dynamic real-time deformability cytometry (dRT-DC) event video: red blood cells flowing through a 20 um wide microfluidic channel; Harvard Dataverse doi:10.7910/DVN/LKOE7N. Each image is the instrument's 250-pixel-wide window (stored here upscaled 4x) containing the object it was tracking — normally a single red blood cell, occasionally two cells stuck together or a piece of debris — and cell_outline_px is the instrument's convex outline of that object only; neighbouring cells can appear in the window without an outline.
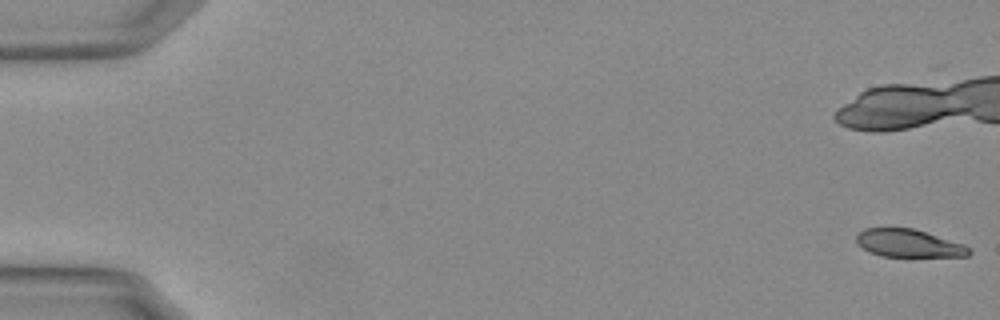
{"species": "Egyptian fruit bat (a non-hibernating species)", "species_latin": "Rousettus aegyptiacus", "temperature_condition": "warm", "stored_images_in_passage": 19, "camera_frame_rate_fps": 3000, "um_per_image_px": 0.085, "animal": {"sex": "female"}, "frame": {"image": 1, "passage_image": 1, "time_ms": 0.0, "image_size_px": [1000, 320], "cell_outline_px": [[972, 252], [968, 256], [880, 256], [856, 244], [856, 236], [864, 228], [912, 228], [964, 244], [972, 248]], "centroid_in_image_um": [77.25, 20.68], "position_along_channel_um": 7.7, "area_um2": 18.09}}